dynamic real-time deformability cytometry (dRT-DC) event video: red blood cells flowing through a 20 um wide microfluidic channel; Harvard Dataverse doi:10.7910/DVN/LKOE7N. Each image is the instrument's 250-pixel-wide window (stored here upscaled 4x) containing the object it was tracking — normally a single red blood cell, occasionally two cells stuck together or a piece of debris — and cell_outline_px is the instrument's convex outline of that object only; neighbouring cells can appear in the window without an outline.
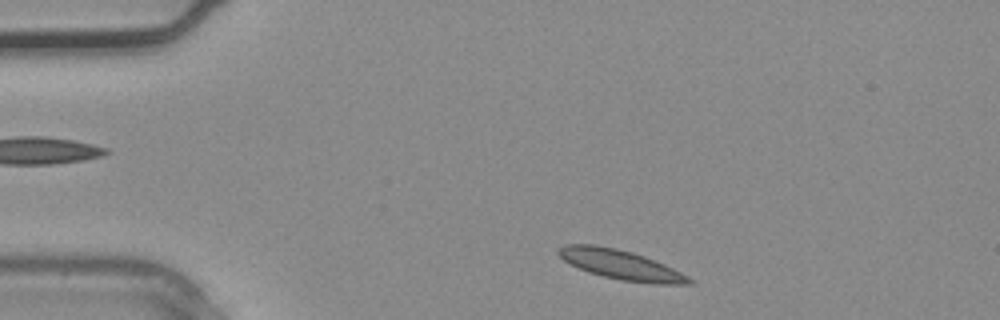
{"species": "common noctule bat (a hibernating species)", "species_latin": "Nyctalus noctula", "temperature_condition": "warm", "stored_images_in_passage": 3, "camera_frame_rate_fps": 3000, "um_per_image_px": 0.085, "animal": {"sex": "male", "body_mass_g": 20.4}, "frame": {"image": 1, "passage_image": 3, "time_ms": 0.667, "image_size_px": [1000, 320], "cell_outline_px": [[692, 284], [656, 284], [620, 280], [588, 272], [564, 260], [556, 252], [560, 248], [568, 244], [596, 244], [616, 248], [632, 252], [644, 256], [664, 264], [688, 276], [692, 280]], "centroid_in_image_um": [52.77, 22.5], "position_along_channel_um": 32.2, "area_um2": 22.25}}